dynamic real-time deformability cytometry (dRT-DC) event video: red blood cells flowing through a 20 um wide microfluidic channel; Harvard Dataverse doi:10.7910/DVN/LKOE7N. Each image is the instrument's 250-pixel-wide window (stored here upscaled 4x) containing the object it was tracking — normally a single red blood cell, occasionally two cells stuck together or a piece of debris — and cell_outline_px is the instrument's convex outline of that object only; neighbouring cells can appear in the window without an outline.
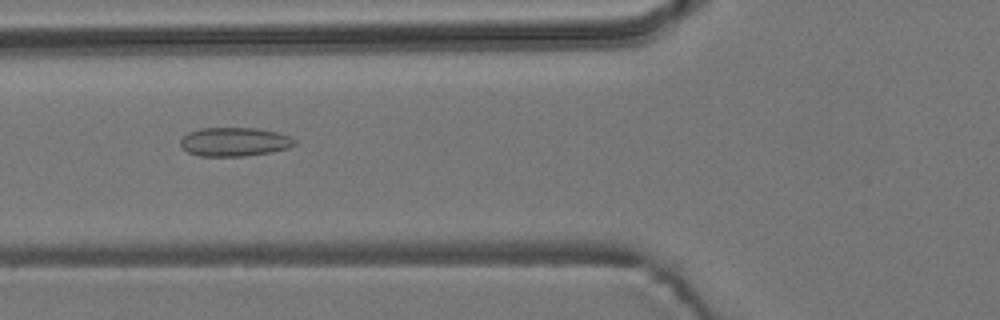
{"species": "common noctule bat (a hibernating species)", "species_latin": "Nyctalus noctula", "temperature_condition": "room temperature", "stored_images_in_passage": 39, "camera_frame_rate_fps": 3000, "um_per_image_px": 0.085, "animal": {"sex": "male", "body_mass_g": 19.2, "forearm_length_mm": 51.8}, "frame": {"image": 1, "passage_image": 4, "time_ms": 1.0, "image_size_px": [1000, 320], "cell_outline_px": [[296, 144], [288, 148], [272, 152], [244, 156], [200, 156], [188, 152], [180, 144], [180, 140], [188, 132], [200, 128], [256, 128], [276, 132], [292, 136], [296, 140]], "centroid_in_image_um": [19.95, 12.05], "position_along_channel_um": 105.8, "area_um2": 19.25}}
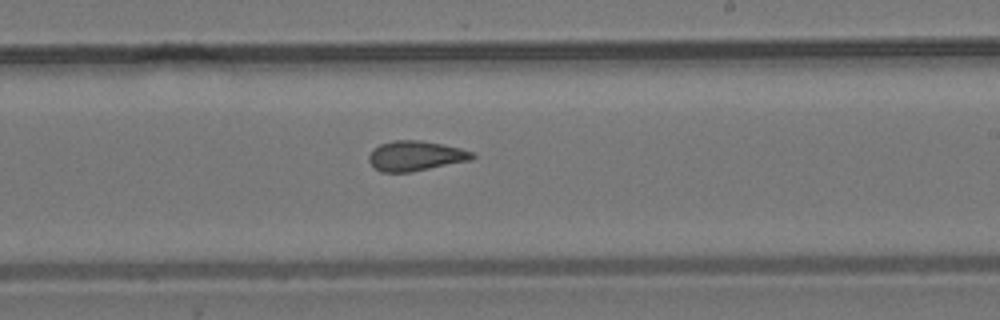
{"frame": {"image": 2, "passage_image": 16, "time_ms": 5.0, "image_size_px": [1000, 320], "cell_outline_px": [[476, 156], [468, 160], [408, 172], [380, 172], [368, 160], [368, 156], [372, 148], [380, 144], [392, 140], [420, 140], [460, 148], [472, 152]], "centroid_in_image_um": [35.25, 13.23], "position_along_channel_um": 253.8, "area_um2": 17.74}}
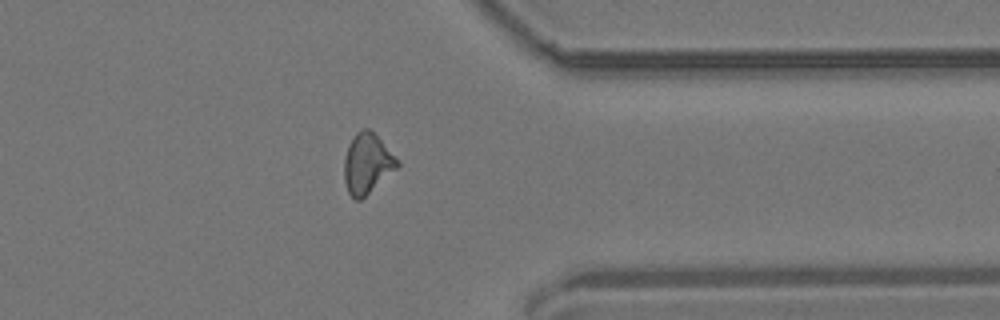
{"frame": {"image": 3, "passage_image": 27, "time_ms": 8.667, "image_size_px": [1000, 320], "cell_outline_px": [[400, 164], [396, 168], [360, 200], [356, 200], [348, 192], [344, 180], [344, 156], [348, 144], [352, 136], [356, 132], [364, 128], [368, 128], [400, 160]], "centroid_in_image_um": [31.18, 13.88], "position_along_channel_um": 380.2, "area_um2": 18.38}, "authors_computed_cell_mechanics": {"area_um2": 18.1492, "velocity_mm_per_s": 3.6939, "shape_relaxation_time_tau1_ms": null, "shape_relaxation_time_tau2_ms": 2.011, "deformation_change_tau1": null, "deformation_change_tau2": 0.0965}}